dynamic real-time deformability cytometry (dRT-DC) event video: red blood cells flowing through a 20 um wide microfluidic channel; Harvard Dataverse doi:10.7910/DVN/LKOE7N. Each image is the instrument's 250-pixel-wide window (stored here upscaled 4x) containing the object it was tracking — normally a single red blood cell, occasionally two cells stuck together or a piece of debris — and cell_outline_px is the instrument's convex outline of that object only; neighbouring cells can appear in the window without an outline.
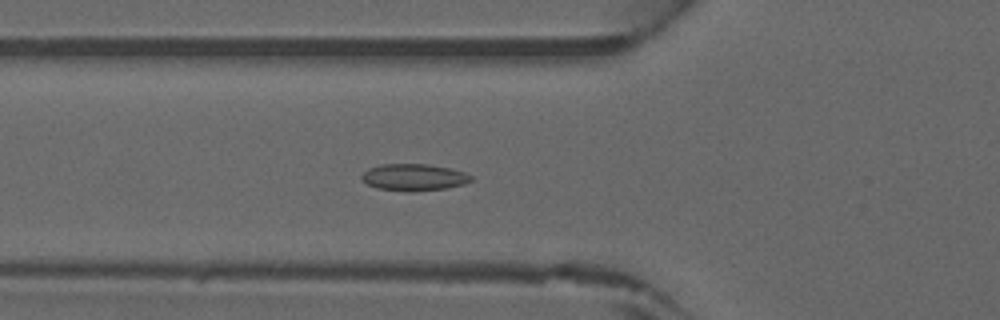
{"species": "common noctule bat (a hibernating species)", "species_latin": "Nyctalus noctula", "temperature_condition": "warm", "stored_images_in_passage": 46, "camera_frame_rate_fps": 3000, "um_per_image_px": 0.085, "animal": {"sex": "male", "forearm_length_mm": 52.5}, "frame": {"image": 1, "passage_image": 17, "time_ms": 5.333, "image_size_px": [1000, 320], "cell_outline_px": [[472, 180], [464, 184], [448, 188], [412, 192], [376, 188], [360, 180], [360, 176], [368, 168], [380, 164], [428, 164], [448, 168], [464, 172], [472, 176]], "centroid_in_image_um": [35.15, 15.07], "position_along_channel_um": 90.7, "area_um2": 17.22}}
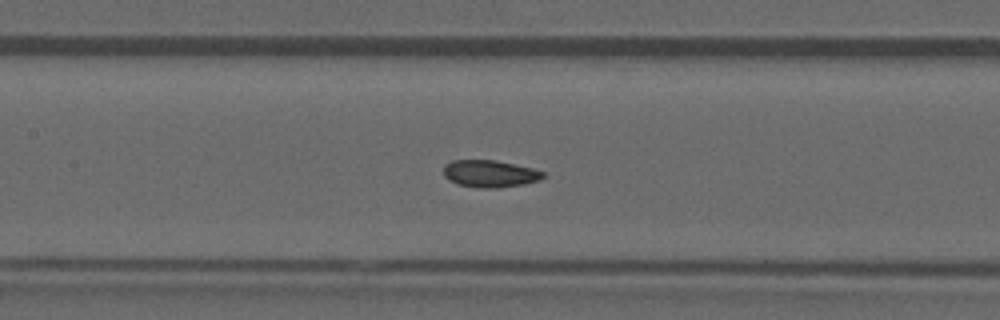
{"frame": {"image": 2, "passage_image": 22, "time_ms": 7.0, "image_size_px": [1000, 320], "cell_outline_px": [[544, 176], [540, 180], [524, 184], [496, 188], [480, 188], [460, 184], [448, 180], [444, 176], [444, 164], [452, 160], [496, 160], [532, 168], [544, 172]], "centroid_in_image_um": [41.63, 14.76], "position_along_channel_um": 165.8, "area_um2": 15.72}}
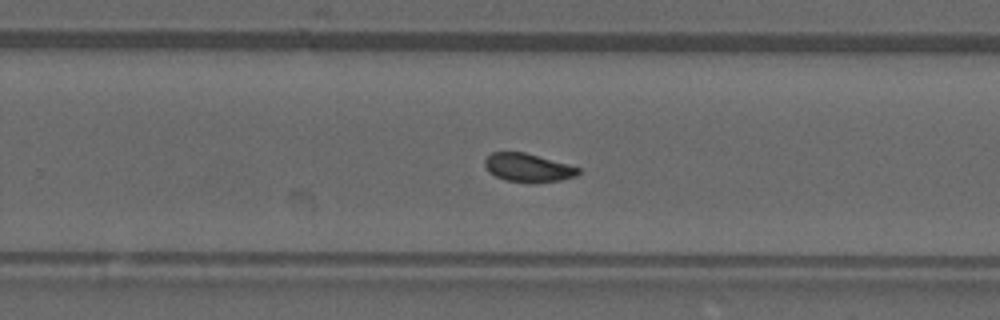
{"frame": {"image": 3, "passage_image": 30, "time_ms": 9.667, "image_size_px": [1000, 320], "cell_outline_px": [[580, 172], [576, 176], [560, 180], [536, 184], [532, 184], [504, 180], [488, 172], [484, 164], [484, 160], [492, 152], [524, 152], [568, 164], [580, 168]], "centroid_in_image_um": [44.87, 14.28], "position_along_channel_um": 284.9, "area_um2": 15.72}}